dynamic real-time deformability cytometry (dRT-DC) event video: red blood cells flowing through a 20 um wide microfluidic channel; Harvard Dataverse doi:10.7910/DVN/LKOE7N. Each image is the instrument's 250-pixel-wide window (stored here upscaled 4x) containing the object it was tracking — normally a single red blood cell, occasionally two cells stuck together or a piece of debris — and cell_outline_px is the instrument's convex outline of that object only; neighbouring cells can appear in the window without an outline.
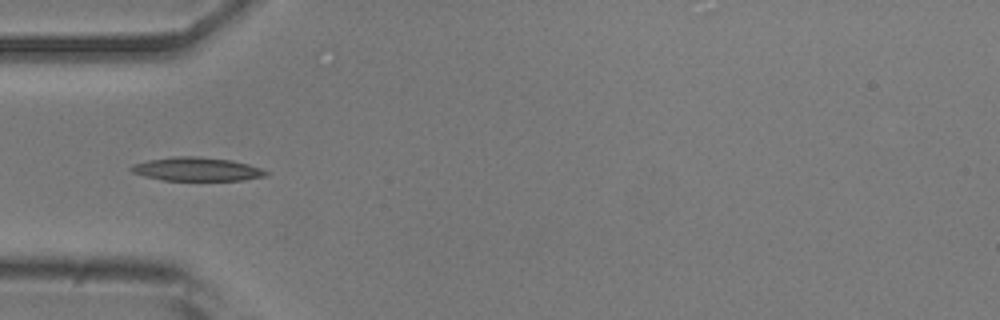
{"species": "common noctule bat (a hibernating species)", "species_latin": "Nyctalus noctula", "temperature_condition": "room temperature", "stored_images_in_passage": 6, "camera_frame_rate_fps": 3000, "um_per_image_px": 0.085, "animal": {"sex": "male", "body_mass_g": 20.5, "forearm_length_mm": 52.5}, "frame": {"image": 1, "passage_image": 5, "time_ms": 1.333, "image_size_px": [1000, 320], "cell_outline_px": [[268, 172], [264, 176], [244, 180], [164, 180], [144, 176], [132, 172], [128, 168], [132, 164], [148, 160], [176, 156], [196, 156], [232, 160], [248, 164], [260, 168]], "centroid_in_image_um": [16.69, 14.37], "position_along_channel_um": 68.3, "area_um2": 18.44}}
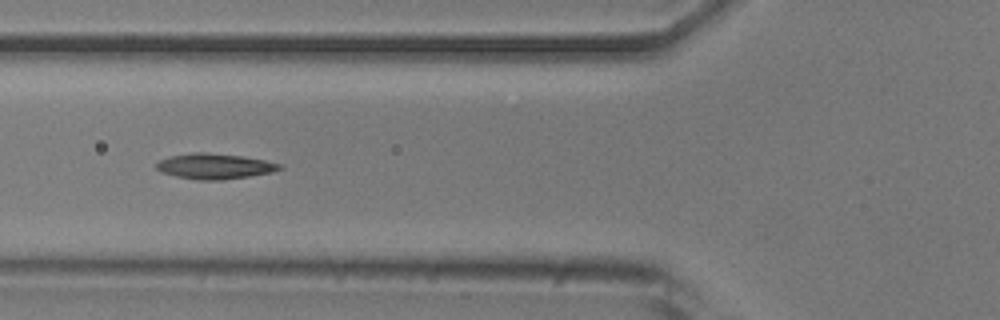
{"frame": {"image": 2, "passage_image": 6, "time_ms": 1.667, "image_size_px": [1000, 320], "cell_outline_px": [[284, 168], [272, 172], [248, 176], [220, 180], [200, 180], [176, 176], [160, 172], [156, 168], [156, 164], [160, 160], [172, 156], [192, 152], [200, 152], [240, 156], [264, 160], [280, 164]], "centroid_in_image_um": [18.23, 14.13], "position_along_channel_um": 107.6, "area_um2": 17.98}}